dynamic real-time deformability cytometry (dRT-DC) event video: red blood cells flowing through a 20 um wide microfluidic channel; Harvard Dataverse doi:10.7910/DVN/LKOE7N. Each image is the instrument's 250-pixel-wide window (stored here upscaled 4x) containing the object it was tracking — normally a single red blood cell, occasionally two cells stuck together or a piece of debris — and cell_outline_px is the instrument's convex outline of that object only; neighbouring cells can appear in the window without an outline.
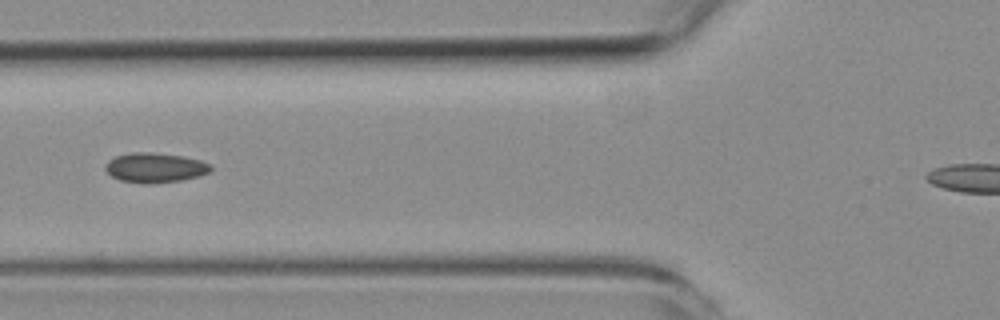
{"species": "common noctule bat (a hibernating species)", "species_latin": "Nyctalus noctula", "temperature_condition": "room temperature", "stored_images_in_passage": 3, "camera_frame_rate_fps": 3000, "um_per_image_px": 0.085, "animal": {"sex": "female", "body_mass_g": 19.3, "forearm_length_mm": 54.1}, "frame": {"image": 1, "passage_image": 3, "time_ms": 5.0, "image_size_px": [1000, 320], "cell_outline_px": [[212, 168], [208, 172], [200, 176], [180, 180], [148, 184], [144, 184], [120, 180], [112, 176], [104, 168], [108, 160], [116, 156], [132, 152], [152, 152], [184, 156], [200, 160], [212, 164]], "centroid_in_image_um": [13.19, 14.24], "position_along_channel_um": 112.6, "area_um2": 18.32}}